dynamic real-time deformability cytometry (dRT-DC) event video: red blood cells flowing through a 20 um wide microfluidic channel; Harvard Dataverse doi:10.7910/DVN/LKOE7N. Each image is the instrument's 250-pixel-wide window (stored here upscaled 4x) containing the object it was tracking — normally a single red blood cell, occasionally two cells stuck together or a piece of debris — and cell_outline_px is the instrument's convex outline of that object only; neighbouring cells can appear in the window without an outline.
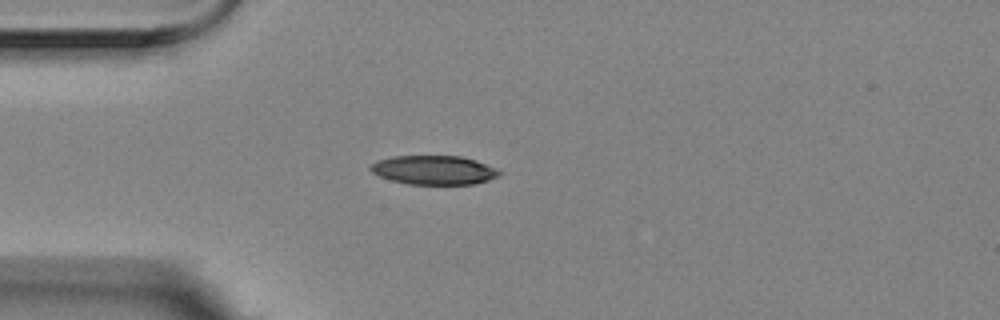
{"species": "Egyptian fruit bat (a non-hibernating species)", "species_latin": "Rousettus aegyptiacus", "temperature_condition": "room temperature", "stored_images_in_passage": 1, "camera_frame_rate_fps": 3000, "um_per_image_px": 0.085, "animal": {"sex": "female"}, "frame": {"image": 1, "passage_image": 1, "time_ms": 0.0, "image_size_px": [1000, 320], "cell_outline_px": [[504, 172], [500, 176], [488, 180], [472, 184], [408, 184], [392, 180], [380, 176], [372, 172], [368, 168], [376, 160], [392, 156], [460, 156], [476, 160], [496, 168]], "centroid_in_image_um": [36.9, 14.45], "position_along_channel_um": 48.1, "area_um2": 21.85}}